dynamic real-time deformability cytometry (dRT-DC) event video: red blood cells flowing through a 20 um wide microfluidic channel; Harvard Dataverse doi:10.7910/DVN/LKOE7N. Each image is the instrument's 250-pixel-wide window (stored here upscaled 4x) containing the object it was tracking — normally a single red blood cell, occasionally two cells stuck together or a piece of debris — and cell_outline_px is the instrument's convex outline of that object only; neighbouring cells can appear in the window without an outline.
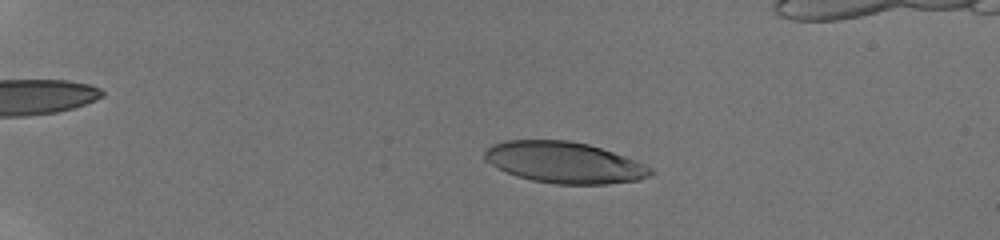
{"species": "human", "species_latin": "Homo sapiens", "temperature_condition": "room temperature", "stored_images_in_passage": 40, "camera_frame_rate_fps": 3000, "um_per_image_px": 0.085, "donor": {"sex": "male"}, "frame": {"image": 1, "passage_image": 1, "time_ms": 0.0, "image_size_px": [1000, 240], "cell_outline_px": [[656, 172], [648, 176], [636, 180], [608, 184], [556, 184], [532, 180], [516, 176], [496, 168], [484, 160], [484, 152], [492, 144], [504, 140], [568, 140], [588, 144], [636, 160], [652, 168]], "centroid_in_image_um": [47.94, 13.81], "position_along_channel_um": 37.1, "area_um2": 39.94}}
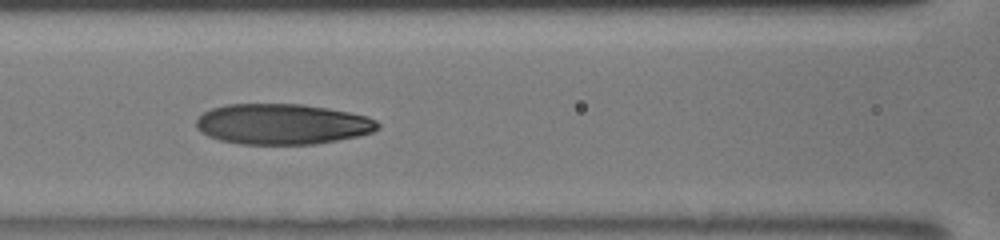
{"frame": {"image": 2, "passage_image": 15, "time_ms": 4.667, "image_size_px": [1000, 240], "cell_outline_px": [[380, 128], [372, 132], [360, 136], [312, 144], [240, 144], [220, 140], [208, 136], [200, 132], [196, 128], [196, 120], [204, 112], [212, 108], [228, 104], [300, 104], [328, 108], [368, 116], [376, 120], [380, 124]], "centroid_in_image_um": [24.0, 10.55], "position_along_channel_um": 142.6, "area_um2": 43.0}}
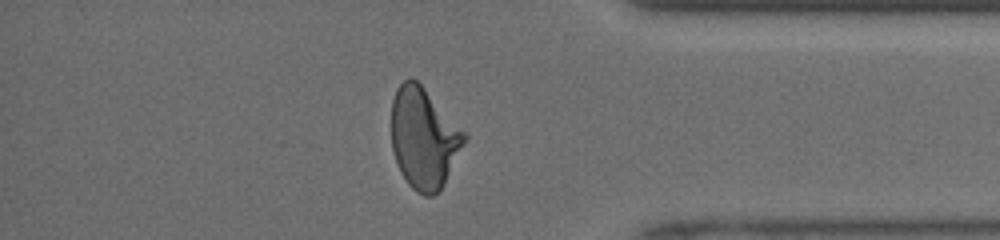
{"frame": {"image": 3, "passage_image": 34, "time_ms": 11.0, "image_size_px": [1000, 240], "cell_outline_px": [[468, 136], [444, 184], [432, 196], [424, 196], [416, 192], [408, 184], [400, 172], [392, 148], [392, 100], [396, 88], [408, 76], [416, 80], [468, 132]], "centroid_in_image_um": [36.04, 11.72], "position_along_channel_um": 399.2, "area_um2": 43.0}, "authors_computed_cell_mechanics": {"area_um2": 42.3385, "velocity_mm_per_s": 4.2284, "shape_relaxation_time_tau1_ms": 4.3029, "shape_relaxation_time_tau2_ms": 1.2104, "deformation_change_tau1": 0.2135, "deformation_change_tau2": 0.0827}}